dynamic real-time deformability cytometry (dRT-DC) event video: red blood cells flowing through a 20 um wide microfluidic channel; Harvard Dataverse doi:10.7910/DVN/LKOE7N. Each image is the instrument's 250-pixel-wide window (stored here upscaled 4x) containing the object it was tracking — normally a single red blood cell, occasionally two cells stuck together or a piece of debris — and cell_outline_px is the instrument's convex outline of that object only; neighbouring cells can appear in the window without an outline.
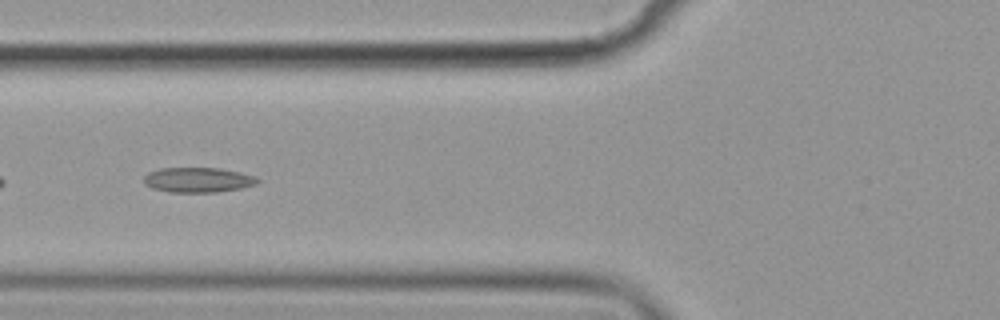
{"species": "common noctule bat (a hibernating species)", "species_latin": "Nyctalus noctula", "temperature_condition": "cold", "stored_images_in_passage": 39, "camera_frame_rate_fps": 3000, "um_per_image_px": 0.085, "animal": {"sex": "female", "body_mass_g": 19.9}, "frame": {"image": 1, "passage_image": 5, "time_ms": 1.333, "image_size_px": [1000, 320], "cell_outline_px": [[260, 180], [256, 184], [240, 188], [216, 192], [168, 192], [152, 188], [144, 184], [144, 176], [148, 172], [160, 168], [220, 168], [240, 172], [256, 176]], "centroid_in_image_um": [16.81, 15.29], "position_along_channel_um": 109.0, "area_um2": 16.59}}
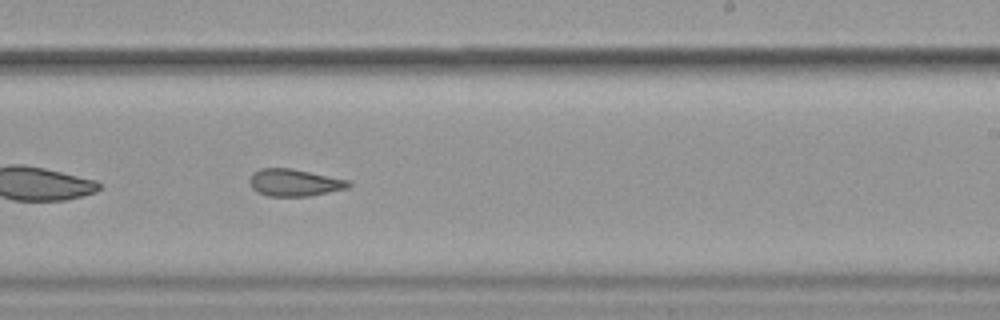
{"frame": {"image": 2, "passage_image": 18, "time_ms": 5.667, "image_size_px": [1000, 320], "cell_outline_px": [[352, 184], [348, 188], [308, 196], [268, 196], [252, 188], [248, 180], [252, 172], [260, 168], [292, 168], [352, 180]], "centroid_in_image_um": [25.05, 15.5], "position_along_channel_um": 263.9, "area_um2": 15.84}}
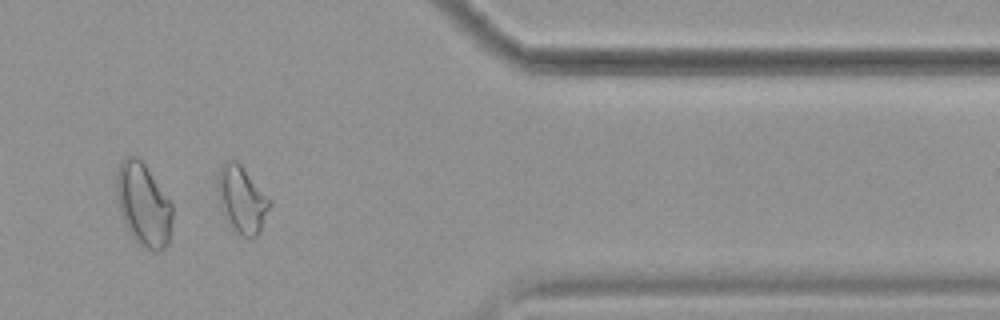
{"frame": {"image": 3, "passage_image": 30, "time_ms": 9.667, "image_size_px": [1000, 320], "cell_outline_px": [[272, 204], [260, 232], [256, 236], [244, 236], [236, 232], [232, 228], [228, 220], [220, 200], [216, 184], [216, 180], [220, 168], [224, 160], [236, 160], [240, 164], [272, 200]], "centroid_in_image_um": [20.59, 16.92], "position_along_channel_um": 390.8, "area_um2": 20.06}, "authors_computed_cell_mechanics": {"area_um2": 16.473, "velocity_mm_per_s": 3.5888, "shape_relaxation_time_tau1_ms": null, "shape_relaxation_time_tau2_ms": 3.223, "deformation_change_tau1": null, "deformation_change_tau2": 0.0992}}